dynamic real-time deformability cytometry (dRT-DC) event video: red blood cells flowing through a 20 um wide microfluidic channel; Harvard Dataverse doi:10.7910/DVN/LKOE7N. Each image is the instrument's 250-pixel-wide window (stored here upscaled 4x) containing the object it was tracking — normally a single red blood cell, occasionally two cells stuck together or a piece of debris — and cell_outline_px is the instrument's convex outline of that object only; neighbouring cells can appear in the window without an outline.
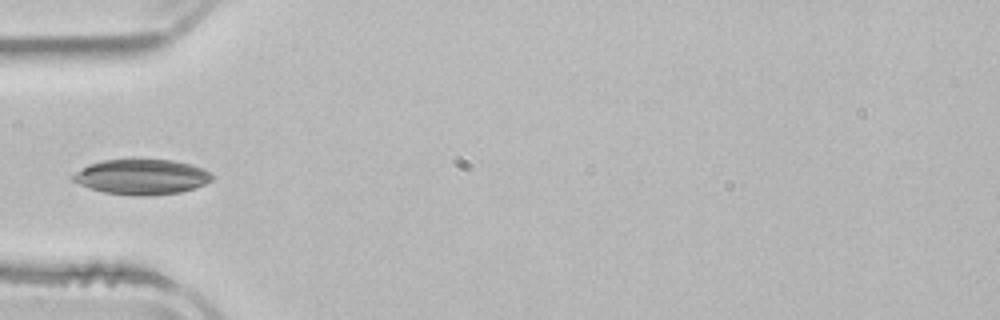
{"species": "common noctule bat (a hibernating species)", "species_latin": "Nyctalus noctula", "temperature_condition": "room temperature", "stored_images_in_passage": 5, "camera_frame_rate_fps": 3000, "um_per_image_px": 0.085, "animal": {"sex": "male", "body_mass_g": 21.5, "forearm_length_mm": 52.0}, "frame": {"image": 1, "passage_image": 5, "time_ms": 5.333, "image_size_px": [1000, 320], "cell_outline_px": [[216, 176], [212, 180], [196, 188], [180, 192], [144, 196], [140, 196], [104, 192], [88, 188], [72, 180], [72, 176], [76, 172], [88, 164], [100, 160], [132, 156], [172, 160], [192, 164]], "centroid_in_image_um": [12.02, 14.98], "position_along_channel_um": 73.0, "area_um2": 29.48}}